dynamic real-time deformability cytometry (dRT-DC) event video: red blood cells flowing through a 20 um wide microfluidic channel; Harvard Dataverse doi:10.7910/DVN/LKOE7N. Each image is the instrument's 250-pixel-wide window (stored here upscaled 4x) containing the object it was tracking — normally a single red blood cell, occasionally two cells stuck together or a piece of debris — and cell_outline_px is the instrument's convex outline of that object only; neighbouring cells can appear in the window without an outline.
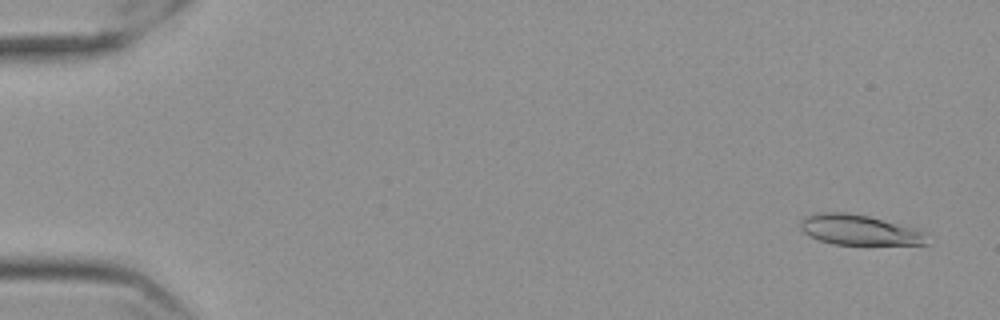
{"species": "Egyptian fruit bat (a non-hibernating species)", "species_latin": "Rousettus aegyptiacus", "temperature_condition": "cold", "stored_images_in_passage": 57, "camera_frame_rate_fps": 3000, "um_per_image_px": 0.085, "frame": {"image": 1, "passage_image": 3, "time_ms": 0.667, "image_size_px": [1000, 320], "cell_outline_px": [[928, 244], [832, 244], [808, 236], [800, 228], [800, 224], [808, 216], [820, 212], [844, 212], [868, 216], [916, 228], [920, 232]], "centroid_in_image_um": [72.98, 19.54], "position_along_channel_um": 12.0, "area_um2": 21.73}}
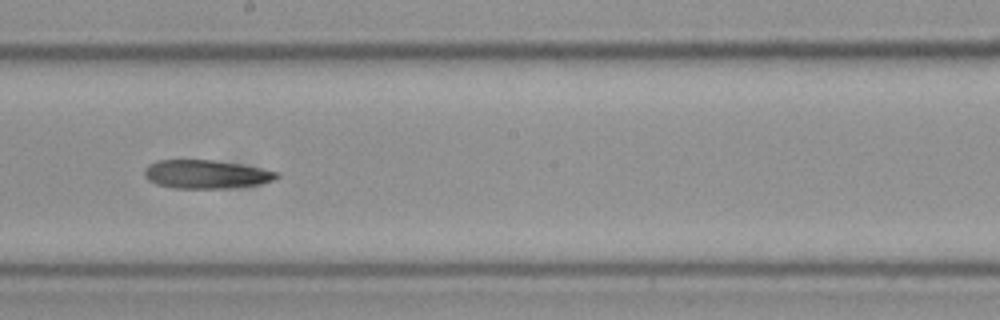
{"frame": {"image": 2, "passage_image": 33, "time_ms": 10.667, "image_size_px": [1000, 320], "cell_outline_px": [[280, 176], [276, 180], [260, 184], [228, 188], [172, 188], [156, 184], [148, 180], [144, 176], [144, 168], [148, 164], [156, 160], [212, 160], [260, 168], [280, 172]], "centroid_in_image_um": [17.5, 14.82], "position_along_channel_um": 230.7, "area_um2": 22.08}}
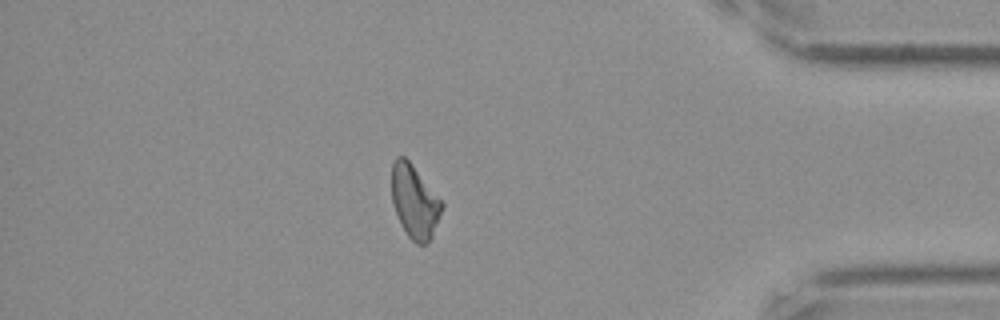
{"frame": {"image": 3, "passage_image": 50, "time_ms": 16.333, "image_size_px": [1000, 320], "cell_outline_px": [[444, 204], [432, 236], [424, 244], [416, 244], [408, 236], [400, 224], [392, 200], [392, 164], [396, 156], [404, 156], [408, 160]], "centroid_in_image_um": [35.22, 17.14], "position_along_channel_um": 400.0, "area_um2": 20.92}}